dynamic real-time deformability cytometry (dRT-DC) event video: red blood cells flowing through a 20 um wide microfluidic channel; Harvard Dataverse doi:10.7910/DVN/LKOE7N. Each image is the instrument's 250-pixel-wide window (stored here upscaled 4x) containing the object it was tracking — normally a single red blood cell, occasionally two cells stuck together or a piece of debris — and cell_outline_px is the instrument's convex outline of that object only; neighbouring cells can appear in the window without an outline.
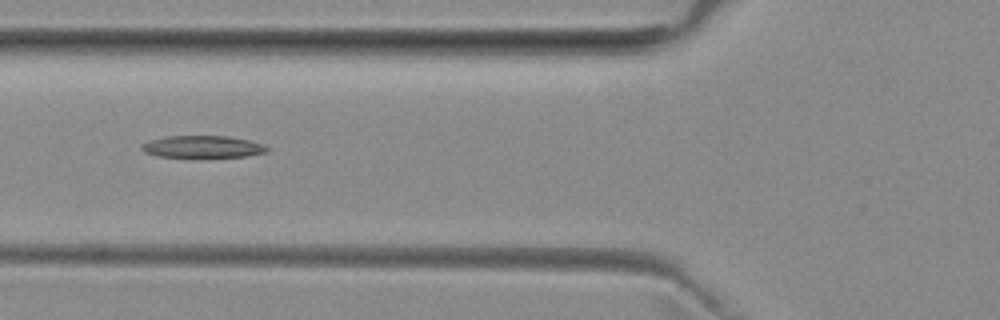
{"species": "common noctule bat (a hibernating species)", "species_latin": "Nyctalus noctula", "temperature_condition": "room temperature", "stored_images_in_passage": 35, "camera_frame_rate_fps": 3000, "um_per_image_px": 0.085, "animal": {"sex": "female", "body_mass_g": 29.2, "forearm_length_mm": 56.3}, "frame": {"image": 1, "passage_image": 6, "time_ms": 1.667, "image_size_px": [1000, 320], "cell_outline_px": [[268, 152], [248, 156], [156, 156], [144, 152], [140, 148], [140, 144], [148, 140], [168, 136], [228, 136], [248, 140], [264, 144], [268, 148]], "centroid_in_image_um": [17.2, 12.45], "position_along_channel_um": 108.6, "area_um2": 15.95}}